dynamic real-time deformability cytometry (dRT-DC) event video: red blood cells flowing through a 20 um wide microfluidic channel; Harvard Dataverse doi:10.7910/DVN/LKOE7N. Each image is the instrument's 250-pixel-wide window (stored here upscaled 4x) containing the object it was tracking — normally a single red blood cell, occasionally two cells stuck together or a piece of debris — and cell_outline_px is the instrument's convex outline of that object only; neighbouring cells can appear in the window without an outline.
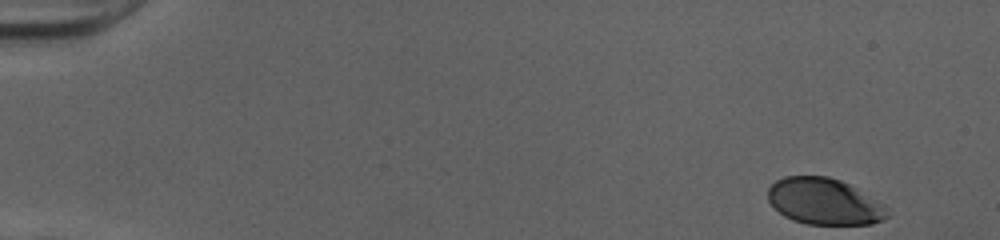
{"species": "human", "species_latin": "Homo sapiens", "temperature_condition": "cold", "stored_images_in_passage": 42, "camera_frame_rate_fps": 3000, "um_per_image_px": 0.085, "donor": {"sex": "female"}, "frame": {"image": 1, "passage_image": 1, "time_ms": 0.0, "image_size_px": [1000, 240], "cell_outline_px": [[888, 216], [872, 224], [808, 224], [792, 220], [784, 216], [768, 200], [768, 188], [776, 180], [784, 176], [828, 176], [840, 180], [856, 188], [884, 204]], "centroid_in_image_um": [70.04, 17.12], "position_along_channel_um": 15.0, "area_um2": 32.02}}
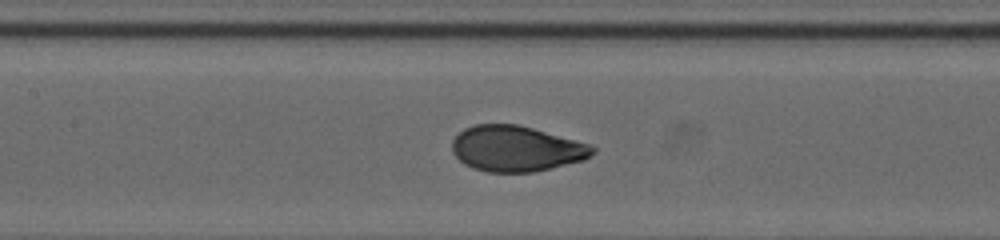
{"frame": {"image": 2, "passage_image": 23, "time_ms": 7.333, "image_size_px": [1000, 240], "cell_outline_px": [[596, 152], [592, 156], [584, 160], [532, 172], [488, 172], [472, 168], [464, 164], [452, 152], [452, 140], [464, 128], [476, 124], [516, 124], [532, 128], [592, 144], [596, 148]], "centroid_in_image_um": [43.9, 12.63], "position_along_channel_um": 163.5, "area_um2": 37.45}}
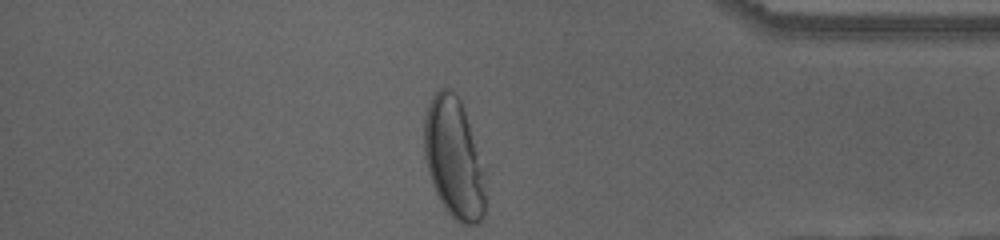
{"frame": {"image": 3, "passage_image": 42, "time_ms": 13.667, "image_size_px": [1000, 240], "cell_outline_px": [[484, 216], [476, 224], [460, 224], [444, 208], [432, 184], [428, 172], [424, 156], [424, 116], [428, 104], [432, 96], [440, 88], [448, 88], [456, 92], [460, 100], [484, 168]], "centroid_in_image_um": [38.55, 13.45], "position_along_channel_um": 396.6, "area_um2": 42.77}, "authors_computed_cell_mechanics": {"area_um2": 37.4255, "velocity_mm_per_s": 4.0144, "shape_relaxation_time_tau1_ms": 3.4388, "shape_relaxation_time_tau2_ms": null, "deformation_change_tau1": 0.1741, "deformation_change_tau2": null}}